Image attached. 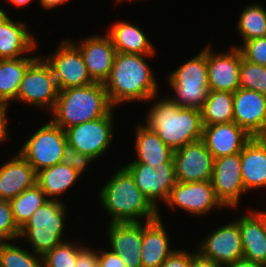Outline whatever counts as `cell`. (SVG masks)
<instances>
[{
  "mask_svg": "<svg viewBox=\"0 0 266 267\" xmlns=\"http://www.w3.org/2000/svg\"><path fill=\"white\" fill-rule=\"evenodd\" d=\"M234 219L238 225L243 248V259L266 265V232L263 226L262 211L248 209L247 213Z\"/></svg>",
  "mask_w": 266,
  "mask_h": 267,
  "instance_id": "cell-22",
  "label": "cell"
},
{
  "mask_svg": "<svg viewBox=\"0 0 266 267\" xmlns=\"http://www.w3.org/2000/svg\"><path fill=\"white\" fill-rule=\"evenodd\" d=\"M96 162L91 156L78 152L73 146L66 143L63 148V157L61 163L74 168L80 176L88 171V166Z\"/></svg>",
  "mask_w": 266,
  "mask_h": 267,
  "instance_id": "cell-38",
  "label": "cell"
},
{
  "mask_svg": "<svg viewBox=\"0 0 266 267\" xmlns=\"http://www.w3.org/2000/svg\"><path fill=\"white\" fill-rule=\"evenodd\" d=\"M177 182L211 181L214 158L201 139L173 153Z\"/></svg>",
  "mask_w": 266,
  "mask_h": 267,
  "instance_id": "cell-16",
  "label": "cell"
},
{
  "mask_svg": "<svg viewBox=\"0 0 266 267\" xmlns=\"http://www.w3.org/2000/svg\"><path fill=\"white\" fill-rule=\"evenodd\" d=\"M81 51L88 73L94 82L103 83L108 79L116 56L110 36L106 33L89 37L70 39Z\"/></svg>",
  "mask_w": 266,
  "mask_h": 267,
  "instance_id": "cell-17",
  "label": "cell"
},
{
  "mask_svg": "<svg viewBox=\"0 0 266 267\" xmlns=\"http://www.w3.org/2000/svg\"><path fill=\"white\" fill-rule=\"evenodd\" d=\"M114 111L115 108L107 116L65 129L67 143L78 152L89 155L96 161L101 160L107 155L115 138Z\"/></svg>",
  "mask_w": 266,
  "mask_h": 267,
  "instance_id": "cell-9",
  "label": "cell"
},
{
  "mask_svg": "<svg viewBox=\"0 0 266 267\" xmlns=\"http://www.w3.org/2000/svg\"><path fill=\"white\" fill-rule=\"evenodd\" d=\"M85 245L77 255L75 267H98V248Z\"/></svg>",
  "mask_w": 266,
  "mask_h": 267,
  "instance_id": "cell-40",
  "label": "cell"
},
{
  "mask_svg": "<svg viewBox=\"0 0 266 267\" xmlns=\"http://www.w3.org/2000/svg\"><path fill=\"white\" fill-rule=\"evenodd\" d=\"M3 11L5 14L0 18V59L32 55L38 48L37 37L26 22L14 20L5 8Z\"/></svg>",
  "mask_w": 266,
  "mask_h": 267,
  "instance_id": "cell-19",
  "label": "cell"
},
{
  "mask_svg": "<svg viewBox=\"0 0 266 267\" xmlns=\"http://www.w3.org/2000/svg\"><path fill=\"white\" fill-rule=\"evenodd\" d=\"M47 201L45 193L37 184L9 201L17 226L21 229L33 213Z\"/></svg>",
  "mask_w": 266,
  "mask_h": 267,
  "instance_id": "cell-32",
  "label": "cell"
},
{
  "mask_svg": "<svg viewBox=\"0 0 266 267\" xmlns=\"http://www.w3.org/2000/svg\"><path fill=\"white\" fill-rule=\"evenodd\" d=\"M224 267H266V265L258 262L240 259L235 261L234 263L227 264Z\"/></svg>",
  "mask_w": 266,
  "mask_h": 267,
  "instance_id": "cell-45",
  "label": "cell"
},
{
  "mask_svg": "<svg viewBox=\"0 0 266 267\" xmlns=\"http://www.w3.org/2000/svg\"><path fill=\"white\" fill-rule=\"evenodd\" d=\"M37 173L18 152L0 165V200L11 201L36 184Z\"/></svg>",
  "mask_w": 266,
  "mask_h": 267,
  "instance_id": "cell-23",
  "label": "cell"
},
{
  "mask_svg": "<svg viewBox=\"0 0 266 267\" xmlns=\"http://www.w3.org/2000/svg\"><path fill=\"white\" fill-rule=\"evenodd\" d=\"M236 23L241 44L249 39L266 37V8L261 3L247 4Z\"/></svg>",
  "mask_w": 266,
  "mask_h": 267,
  "instance_id": "cell-31",
  "label": "cell"
},
{
  "mask_svg": "<svg viewBox=\"0 0 266 267\" xmlns=\"http://www.w3.org/2000/svg\"><path fill=\"white\" fill-rule=\"evenodd\" d=\"M105 248L121 256L126 267H142V222L108 223ZM108 243V244H107Z\"/></svg>",
  "mask_w": 266,
  "mask_h": 267,
  "instance_id": "cell-20",
  "label": "cell"
},
{
  "mask_svg": "<svg viewBox=\"0 0 266 267\" xmlns=\"http://www.w3.org/2000/svg\"><path fill=\"white\" fill-rule=\"evenodd\" d=\"M233 122L252 137L266 132V95L239 88L233 93Z\"/></svg>",
  "mask_w": 266,
  "mask_h": 267,
  "instance_id": "cell-18",
  "label": "cell"
},
{
  "mask_svg": "<svg viewBox=\"0 0 266 267\" xmlns=\"http://www.w3.org/2000/svg\"><path fill=\"white\" fill-rule=\"evenodd\" d=\"M104 33L110 36L117 53L158 54L156 53L157 47L155 48L139 24L134 25L122 19L116 20Z\"/></svg>",
  "mask_w": 266,
  "mask_h": 267,
  "instance_id": "cell-27",
  "label": "cell"
},
{
  "mask_svg": "<svg viewBox=\"0 0 266 267\" xmlns=\"http://www.w3.org/2000/svg\"><path fill=\"white\" fill-rule=\"evenodd\" d=\"M156 55L116 53L110 75L104 82L110 103L115 109L124 103L146 104L152 96L158 95V79L151 68L152 63L146 61Z\"/></svg>",
  "mask_w": 266,
  "mask_h": 267,
  "instance_id": "cell-1",
  "label": "cell"
},
{
  "mask_svg": "<svg viewBox=\"0 0 266 267\" xmlns=\"http://www.w3.org/2000/svg\"><path fill=\"white\" fill-rule=\"evenodd\" d=\"M70 0H38L37 5H40L41 8L45 11V10H52L55 8H58V6L60 7L61 5L63 6L64 4L66 5L67 2H69Z\"/></svg>",
  "mask_w": 266,
  "mask_h": 267,
  "instance_id": "cell-44",
  "label": "cell"
},
{
  "mask_svg": "<svg viewBox=\"0 0 266 267\" xmlns=\"http://www.w3.org/2000/svg\"><path fill=\"white\" fill-rule=\"evenodd\" d=\"M163 218L143 222L141 262L142 267H159L175 250L171 247L168 229Z\"/></svg>",
  "mask_w": 266,
  "mask_h": 267,
  "instance_id": "cell-24",
  "label": "cell"
},
{
  "mask_svg": "<svg viewBox=\"0 0 266 267\" xmlns=\"http://www.w3.org/2000/svg\"><path fill=\"white\" fill-rule=\"evenodd\" d=\"M200 111L203 125L233 122V93L210 90Z\"/></svg>",
  "mask_w": 266,
  "mask_h": 267,
  "instance_id": "cell-30",
  "label": "cell"
},
{
  "mask_svg": "<svg viewBox=\"0 0 266 267\" xmlns=\"http://www.w3.org/2000/svg\"><path fill=\"white\" fill-rule=\"evenodd\" d=\"M241 175L247 193L266 188V142L252 137L241 151Z\"/></svg>",
  "mask_w": 266,
  "mask_h": 267,
  "instance_id": "cell-26",
  "label": "cell"
},
{
  "mask_svg": "<svg viewBox=\"0 0 266 267\" xmlns=\"http://www.w3.org/2000/svg\"><path fill=\"white\" fill-rule=\"evenodd\" d=\"M240 167L241 152L214 159L211 183L216 198L227 210H236L247 194Z\"/></svg>",
  "mask_w": 266,
  "mask_h": 267,
  "instance_id": "cell-13",
  "label": "cell"
},
{
  "mask_svg": "<svg viewBox=\"0 0 266 267\" xmlns=\"http://www.w3.org/2000/svg\"><path fill=\"white\" fill-rule=\"evenodd\" d=\"M72 241V242H71ZM63 241L44 256V267H75L78 252L87 244L74 238Z\"/></svg>",
  "mask_w": 266,
  "mask_h": 267,
  "instance_id": "cell-34",
  "label": "cell"
},
{
  "mask_svg": "<svg viewBox=\"0 0 266 267\" xmlns=\"http://www.w3.org/2000/svg\"><path fill=\"white\" fill-rule=\"evenodd\" d=\"M80 178L81 176L74 168L58 163L37 172L36 184L42 189L48 200L63 202L61 196L65 192H70Z\"/></svg>",
  "mask_w": 266,
  "mask_h": 267,
  "instance_id": "cell-28",
  "label": "cell"
},
{
  "mask_svg": "<svg viewBox=\"0 0 266 267\" xmlns=\"http://www.w3.org/2000/svg\"><path fill=\"white\" fill-rule=\"evenodd\" d=\"M104 183L97 196L103 211L110 216L109 223L146 222L159 217V211L139 190L124 166L115 170Z\"/></svg>",
  "mask_w": 266,
  "mask_h": 267,
  "instance_id": "cell-3",
  "label": "cell"
},
{
  "mask_svg": "<svg viewBox=\"0 0 266 267\" xmlns=\"http://www.w3.org/2000/svg\"><path fill=\"white\" fill-rule=\"evenodd\" d=\"M233 46L238 47L243 59L256 65L266 66V37L249 39Z\"/></svg>",
  "mask_w": 266,
  "mask_h": 267,
  "instance_id": "cell-36",
  "label": "cell"
},
{
  "mask_svg": "<svg viewBox=\"0 0 266 267\" xmlns=\"http://www.w3.org/2000/svg\"><path fill=\"white\" fill-rule=\"evenodd\" d=\"M59 96V88L51 66L40 55L26 70L17 102L51 112Z\"/></svg>",
  "mask_w": 266,
  "mask_h": 267,
  "instance_id": "cell-8",
  "label": "cell"
},
{
  "mask_svg": "<svg viewBox=\"0 0 266 267\" xmlns=\"http://www.w3.org/2000/svg\"><path fill=\"white\" fill-rule=\"evenodd\" d=\"M42 57L51 66L59 90L94 83L81 51L70 37L60 40L53 52Z\"/></svg>",
  "mask_w": 266,
  "mask_h": 267,
  "instance_id": "cell-10",
  "label": "cell"
},
{
  "mask_svg": "<svg viewBox=\"0 0 266 267\" xmlns=\"http://www.w3.org/2000/svg\"><path fill=\"white\" fill-rule=\"evenodd\" d=\"M39 56L40 54H33L17 59H0V103H17L24 74Z\"/></svg>",
  "mask_w": 266,
  "mask_h": 267,
  "instance_id": "cell-29",
  "label": "cell"
},
{
  "mask_svg": "<svg viewBox=\"0 0 266 267\" xmlns=\"http://www.w3.org/2000/svg\"><path fill=\"white\" fill-rule=\"evenodd\" d=\"M189 267H221L212 260L203 257L198 251L191 257Z\"/></svg>",
  "mask_w": 266,
  "mask_h": 267,
  "instance_id": "cell-43",
  "label": "cell"
},
{
  "mask_svg": "<svg viewBox=\"0 0 266 267\" xmlns=\"http://www.w3.org/2000/svg\"><path fill=\"white\" fill-rule=\"evenodd\" d=\"M114 107L103 83L69 87L59 90L50 119L63 130L107 116Z\"/></svg>",
  "mask_w": 266,
  "mask_h": 267,
  "instance_id": "cell-4",
  "label": "cell"
},
{
  "mask_svg": "<svg viewBox=\"0 0 266 267\" xmlns=\"http://www.w3.org/2000/svg\"><path fill=\"white\" fill-rule=\"evenodd\" d=\"M147 104L149 108L144 117L145 125L156 132L173 151L202 139L203 123L200 109L180 107L168 97L163 98L159 94L152 96Z\"/></svg>",
  "mask_w": 266,
  "mask_h": 267,
  "instance_id": "cell-2",
  "label": "cell"
},
{
  "mask_svg": "<svg viewBox=\"0 0 266 267\" xmlns=\"http://www.w3.org/2000/svg\"><path fill=\"white\" fill-rule=\"evenodd\" d=\"M98 267H126L121 256L108 248L98 249Z\"/></svg>",
  "mask_w": 266,
  "mask_h": 267,
  "instance_id": "cell-41",
  "label": "cell"
},
{
  "mask_svg": "<svg viewBox=\"0 0 266 267\" xmlns=\"http://www.w3.org/2000/svg\"><path fill=\"white\" fill-rule=\"evenodd\" d=\"M172 92L167 97L180 107L201 109L209 95L207 44L166 75ZM174 95V96H173ZM171 96V97H170Z\"/></svg>",
  "mask_w": 266,
  "mask_h": 267,
  "instance_id": "cell-6",
  "label": "cell"
},
{
  "mask_svg": "<svg viewBox=\"0 0 266 267\" xmlns=\"http://www.w3.org/2000/svg\"><path fill=\"white\" fill-rule=\"evenodd\" d=\"M263 139H264V141L266 142V132L261 136Z\"/></svg>",
  "mask_w": 266,
  "mask_h": 267,
  "instance_id": "cell-50",
  "label": "cell"
},
{
  "mask_svg": "<svg viewBox=\"0 0 266 267\" xmlns=\"http://www.w3.org/2000/svg\"><path fill=\"white\" fill-rule=\"evenodd\" d=\"M240 88L266 95V66L256 65L241 59Z\"/></svg>",
  "mask_w": 266,
  "mask_h": 267,
  "instance_id": "cell-35",
  "label": "cell"
},
{
  "mask_svg": "<svg viewBox=\"0 0 266 267\" xmlns=\"http://www.w3.org/2000/svg\"><path fill=\"white\" fill-rule=\"evenodd\" d=\"M166 208H178L197 218L226 208L216 198L211 181L176 182L169 193Z\"/></svg>",
  "mask_w": 266,
  "mask_h": 267,
  "instance_id": "cell-11",
  "label": "cell"
},
{
  "mask_svg": "<svg viewBox=\"0 0 266 267\" xmlns=\"http://www.w3.org/2000/svg\"><path fill=\"white\" fill-rule=\"evenodd\" d=\"M64 202L48 200L40 206L20 229L19 239L34 254L44 256L48 251L66 241L68 207ZM67 218V219H66ZM65 236V237H64ZM65 238V239H63Z\"/></svg>",
  "mask_w": 266,
  "mask_h": 267,
  "instance_id": "cell-5",
  "label": "cell"
},
{
  "mask_svg": "<svg viewBox=\"0 0 266 267\" xmlns=\"http://www.w3.org/2000/svg\"><path fill=\"white\" fill-rule=\"evenodd\" d=\"M0 243V264L2 267H44L43 256L23 248L17 240ZM17 243V245H15Z\"/></svg>",
  "mask_w": 266,
  "mask_h": 267,
  "instance_id": "cell-33",
  "label": "cell"
},
{
  "mask_svg": "<svg viewBox=\"0 0 266 267\" xmlns=\"http://www.w3.org/2000/svg\"><path fill=\"white\" fill-rule=\"evenodd\" d=\"M35 0H6L5 2H8V4H10V6H15L16 8H26L25 6L30 5L32 2ZM38 1V0H37Z\"/></svg>",
  "mask_w": 266,
  "mask_h": 267,
  "instance_id": "cell-46",
  "label": "cell"
},
{
  "mask_svg": "<svg viewBox=\"0 0 266 267\" xmlns=\"http://www.w3.org/2000/svg\"><path fill=\"white\" fill-rule=\"evenodd\" d=\"M262 210V220H263V226H264V229H265V232H266V210L263 211Z\"/></svg>",
  "mask_w": 266,
  "mask_h": 267,
  "instance_id": "cell-47",
  "label": "cell"
},
{
  "mask_svg": "<svg viewBox=\"0 0 266 267\" xmlns=\"http://www.w3.org/2000/svg\"><path fill=\"white\" fill-rule=\"evenodd\" d=\"M251 138L235 122L203 125L202 140L214 159L240 153Z\"/></svg>",
  "mask_w": 266,
  "mask_h": 267,
  "instance_id": "cell-21",
  "label": "cell"
},
{
  "mask_svg": "<svg viewBox=\"0 0 266 267\" xmlns=\"http://www.w3.org/2000/svg\"><path fill=\"white\" fill-rule=\"evenodd\" d=\"M133 176L136 186L161 213L159 203L165 204L175 185V163H163V167L153 168L143 163H125L123 165ZM160 201V202H159Z\"/></svg>",
  "mask_w": 266,
  "mask_h": 267,
  "instance_id": "cell-14",
  "label": "cell"
},
{
  "mask_svg": "<svg viewBox=\"0 0 266 267\" xmlns=\"http://www.w3.org/2000/svg\"><path fill=\"white\" fill-rule=\"evenodd\" d=\"M134 129L136 158L128 163L148 164L156 169L163 167V163L174 162V151L161 140L156 132L142 122L135 125Z\"/></svg>",
  "mask_w": 266,
  "mask_h": 267,
  "instance_id": "cell-25",
  "label": "cell"
},
{
  "mask_svg": "<svg viewBox=\"0 0 266 267\" xmlns=\"http://www.w3.org/2000/svg\"><path fill=\"white\" fill-rule=\"evenodd\" d=\"M20 228L14 221L9 201L0 200V243L19 240Z\"/></svg>",
  "mask_w": 266,
  "mask_h": 267,
  "instance_id": "cell-37",
  "label": "cell"
},
{
  "mask_svg": "<svg viewBox=\"0 0 266 267\" xmlns=\"http://www.w3.org/2000/svg\"><path fill=\"white\" fill-rule=\"evenodd\" d=\"M225 223L205 234L195 247L203 257L221 267L243 259L239 225L234 219Z\"/></svg>",
  "mask_w": 266,
  "mask_h": 267,
  "instance_id": "cell-12",
  "label": "cell"
},
{
  "mask_svg": "<svg viewBox=\"0 0 266 267\" xmlns=\"http://www.w3.org/2000/svg\"><path fill=\"white\" fill-rule=\"evenodd\" d=\"M9 106L11 105L6 103H0V144L2 145L5 144L6 142H9L10 139L8 136L10 135L8 129V126H10L9 125L10 119L9 116L7 115L9 112L8 110L10 109Z\"/></svg>",
  "mask_w": 266,
  "mask_h": 267,
  "instance_id": "cell-42",
  "label": "cell"
},
{
  "mask_svg": "<svg viewBox=\"0 0 266 267\" xmlns=\"http://www.w3.org/2000/svg\"><path fill=\"white\" fill-rule=\"evenodd\" d=\"M125 1H133V0H114V2H115V4H116V2H117V4L119 5V3H121V2H125ZM135 1V0H134ZM137 1V0H136ZM139 1V0H138ZM141 1V0H140Z\"/></svg>",
  "mask_w": 266,
  "mask_h": 267,
  "instance_id": "cell-48",
  "label": "cell"
},
{
  "mask_svg": "<svg viewBox=\"0 0 266 267\" xmlns=\"http://www.w3.org/2000/svg\"><path fill=\"white\" fill-rule=\"evenodd\" d=\"M197 252V249L192 251L188 249L176 248L167 259L159 267H189L191 262V257Z\"/></svg>",
  "mask_w": 266,
  "mask_h": 267,
  "instance_id": "cell-39",
  "label": "cell"
},
{
  "mask_svg": "<svg viewBox=\"0 0 266 267\" xmlns=\"http://www.w3.org/2000/svg\"><path fill=\"white\" fill-rule=\"evenodd\" d=\"M4 14H5V13H4V11H3V8L0 7V18H1Z\"/></svg>",
  "mask_w": 266,
  "mask_h": 267,
  "instance_id": "cell-49",
  "label": "cell"
},
{
  "mask_svg": "<svg viewBox=\"0 0 266 267\" xmlns=\"http://www.w3.org/2000/svg\"><path fill=\"white\" fill-rule=\"evenodd\" d=\"M207 43V66L209 90L234 93L240 88V67L242 54L238 47L231 45L229 50L213 51L214 44Z\"/></svg>",
  "mask_w": 266,
  "mask_h": 267,
  "instance_id": "cell-15",
  "label": "cell"
},
{
  "mask_svg": "<svg viewBox=\"0 0 266 267\" xmlns=\"http://www.w3.org/2000/svg\"><path fill=\"white\" fill-rule=\"evenodd\" d=\"M33 132L17 152L33 166L35 172L61 163L67 143L65 130L49 119Z\"/></svg>",
  "mask_w": 266,
  "mask_h": 267,
  "instance_id": "cell-7",
  "label": "cell"
}]
</instances>
